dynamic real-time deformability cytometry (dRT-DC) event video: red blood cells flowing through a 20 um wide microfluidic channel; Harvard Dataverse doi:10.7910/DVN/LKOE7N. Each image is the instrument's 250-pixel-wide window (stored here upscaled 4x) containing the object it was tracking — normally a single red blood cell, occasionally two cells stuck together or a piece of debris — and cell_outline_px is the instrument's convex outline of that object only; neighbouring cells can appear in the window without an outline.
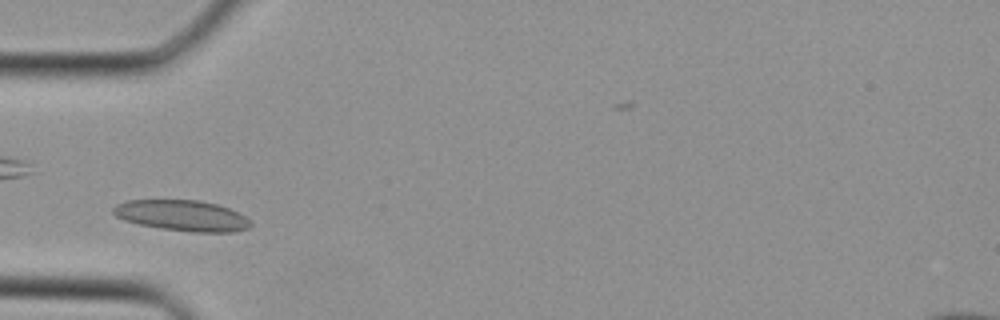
{"species": "Egyptian fruit bat (a non-hibernating species)", "species_latin": "Rousettus aegyptiacus", "temperature_condition": "cold", "stored_images_in_passage": 33, "camera_frame_rate_fps": 3000, "um_per_image_px": 0.085, "animal": {"sex": "female"}, "frame": {"image": 1, "passage_image": 6, "time_ms": 1.667, "image_size_px": [1000, 320], "cell_outline_px": [[252, 224], [248, 228], [232, 232], [192, 232], [160, 228], [140, 224], [124, 220], [116, 216], [112, 212], [112, 208], [116, 204], [128, 200], [200, 200], [216, 204], [228, 208], [244, 216]], "centroid_in_image_um": [15.45, 18.32], "position_along_channel_um": 69.5, "area_um2": 24.51}}
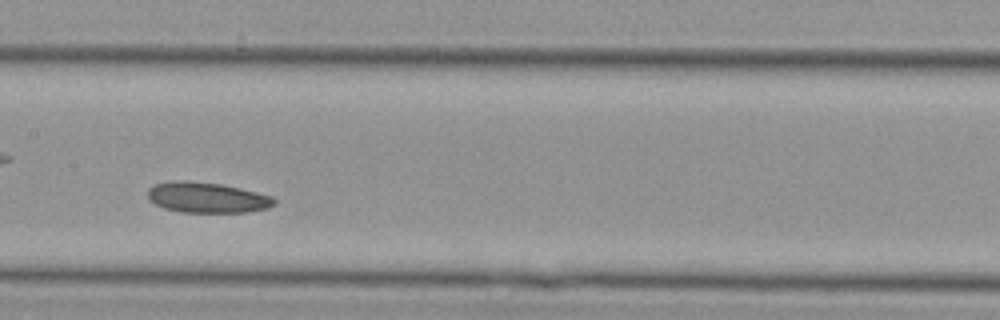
{"frame": {"image": 2, "passage_image": 13, "time_ms": 4.0, "image_size_px": [1000, 320], "cell_outline_px": [[276, 204], [268, 208], [244, 212], [180, 212], [164, 208], [148, 200], [148, 188], [156, 184], [172, 180], [188, 180], [220, 184], [256, 192], [272, 196], [276, 200]], "centroid_in_image_um": [17.57, 16.79], "position_along_channel_um": 189.8, "area_um2": 22.48}}
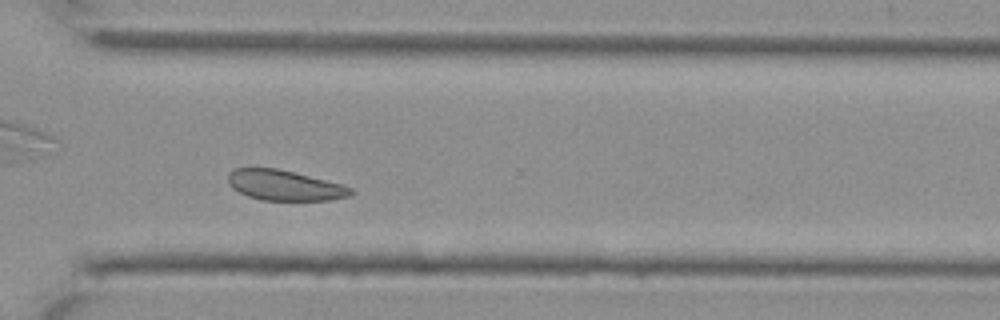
{"frame": {"image": 3, "passage_image": 22, "time_ms": 7.0, "image_size_px": [1000, 320], "cell_outline_px": [[356, 192], [348, 196], [332, 200], [260, 200], [248, 196], [232, 188], [228, 184], [228, 172], [236, 168], [276, 168], [344, 184], [352, 188]], "centroid_in_image_um": [24.21, 15.75], "position_along_channel_um": 346.4, "area_um2": 21.79}}